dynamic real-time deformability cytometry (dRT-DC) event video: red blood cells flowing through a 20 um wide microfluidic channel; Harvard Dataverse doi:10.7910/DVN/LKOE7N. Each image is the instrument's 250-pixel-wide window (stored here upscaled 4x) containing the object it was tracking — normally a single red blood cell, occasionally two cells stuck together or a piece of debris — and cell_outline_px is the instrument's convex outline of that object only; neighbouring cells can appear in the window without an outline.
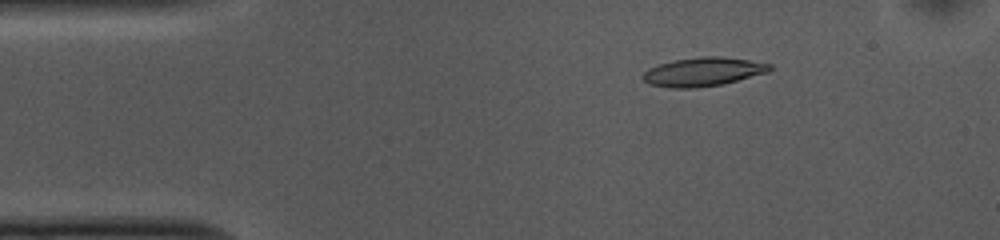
{"species": "common noctule bat (a hibernating species)", "species_latin": "Nyctalus noctula", "temperature_condition": "cold", "stored_images_in_passage": 52, "camera_frame_rate_fps": 3000, "um_per_image_px": 0.085, "animal": {"sex": "female", "body_mass_g": 10.0, "forearm_length_mm": 53.1}, "frame": {"image": 1, "passage_image": 7, "time_ms": 2.0, "image_size_px": [1000, 240], "cell_outline_px": [[772, 68], [768, 72], [724, 84], [696, 88], [668, 88], [648, 84], [640, 76], [648, 68], [672, 60], [700, 56], [720, 56], [748, 60], [772, 64]], "centroid_in_image_um": [59.73, 6.11], "position_along_channel_um": 25.3, "area_um2": 21.5}}
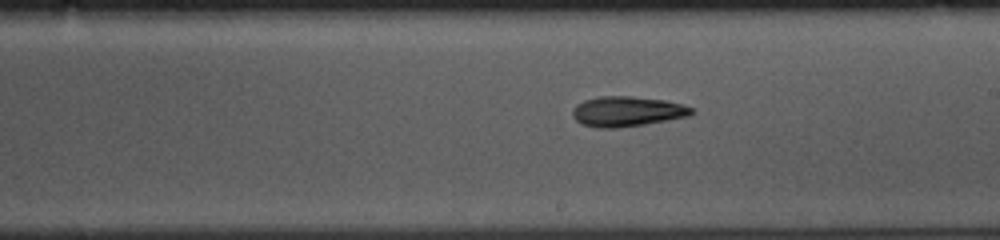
{"frame": {"image": 2, "passage_image": 28, "time_ms": 9.0, "image_size_px": [1000, 240], "cell_outline_px": [[696, 112], [688, 116], [644, 124], [616, 128], [596, 128], [580, 124], [572, 116], [572, 108], [576, 104], [584, 100], [600, 96], [632, 96], [664, 100], [680, 104], [692, 108]], "centroid_in_image_um": [53.25, 9.47], "position_along_channel_um": 235.8, "area_um2": 20.92}}
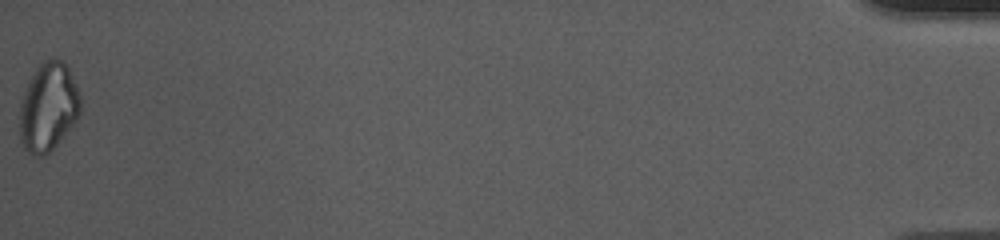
{"frame": {"image": 3, "passage_image": 52, "time_ms": 17.0, "image_size_px": [1000, 240], "cell_outline_px": [[80, 112], [76, 120], [56, 144], [48, 152], [40, 156], [36, 156], [28, 152], [24, 148], [20, 140], [20, 100], [28, 80], [36, 68], [44, 60], [64, 60], [80, 92]], "centroid_in_image_um": [4.09, 9.08], "position_along_channel_um": 431.1, "area_um2": 31.15}, "authors_computed_cell_mechanics": {"area_um2": 21.0681, "velocity_mm_per_s": 3.7386, "shape_relaxation_time_tau1_ms": 8.0127, "shape_relaxation_time_tau2_ms": 4.4617, "deformation_change_tau1": 0.1757, "deformation_change_tau2": 0.1383}}